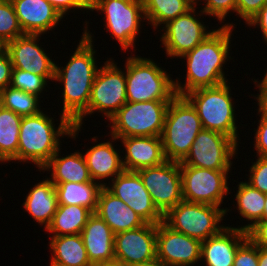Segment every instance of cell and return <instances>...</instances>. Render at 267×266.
<instances>
[{"label": "cell", "mask_w": 267, "mask_h": 266, "mask_svg": "<svg viewBox=\"0 0 267 266\" xmlns=\"http://www.w3.org/2000/svg\"><path fill=\"white\" fill-rule=\"evenodd\" d=\"M84 30L79 43L66 65L55 64V83L62 85V112L73 125L83 128L87 117V107L92 85L100 67L97 65L94 48V35L88 29L89 21L84 22ZM57 81V82H56Z\"/></svg>", "instance_id": "6da1fadb"}, {"label": "cell", "mask_w": 267, "mask_h": 266, "mask_svg": "<svg viewBox=\"0 0 267 266\" xmlns=\"http://www.w3.org/2000/svg\"><path fill=\"white\" fill-rule=\"evenodd\" d=\"M226 26L214 29L201 43L193 50L185 53L179 59L186 60L185 81L180 78L174 79L175 91L178 96L204 87H213L229 81L225 74L224 67L230 56L231 38L235 24L225 23ZM226 76V77H225Z\"/></svg>", "instance_id": "7a4b0ae2"}, {"label": "cell", "mask_w": 267, "mask_h": 266, "mask_svg": "<svg viewBox=\"0 0 267 266\" xmlns=\"http://www.w3.org/2000/svg\"><path fill=\"white\" fill-rule=\"evenodd\" d=\"M41 111L39 114L24 116L20 122L17 164L33 163L40 171L58 151L61 138H78L81 127L73 125L64 115L55 127L54 117Z\"/></svg>", "instance_id": "3957f363"}, {"label": "cell", "mask_w": 267, "mask_h": 266, "mask_svg": "<svg viewBox=\"0 0 267 266\" xmlns=\"http://www.w3.org/2000/svg\"><path fill=\"white\" fill-rule=\"evenodd\" d=\"M229 82L213 87L192 90L184 97L196 109L203 129L216 131L232 138L238 145L241 143L235 113V102L231 95Z\"/></svg>", "instance_id": "277c9868"}, {"label": "cell", "mask_w": 267, "mask_h": 266, "mask_svg": "<svg viewBox=\"0 0 267 266\" xmlns=\"http://www.w3.org/2000/svg\"><path fill=\"white\" fill-rule=\"evenodd\" d=\"M128 102L171 101L174 79L153 59L131 53L124 65Z\"/></svg>", "instance_id": "5b68a950"}, {"label": "cell", "mask_w": 267, "mask_h": 266, "mask_svg": "<svg viewBox=\"0 0 267 266\" xmlns=\"http://www.w3.org/2000/svg\"><path fill=\"white\" fill-rule=\"evenodd\" d=\"M202 129L196 109L184 96L176 95L168 106L161 134L166 159L181 162Z\"/></svg>", "instance_id": "8992f818"}, {"label": "cell", "mask_w": 267, "mask_h": 266, "mask_svg": "<svg viewBox=\"0 0 267 266\" xmlns=\"http://www.w3.org/2000/svg\"><path fill=\"white\" fill-rule=\"evenodd\" d=\"M170 101L126 102L111 118L110 134L125 137L161 136ZM112 124V125H111Z\"/></svg>", "instance_id": "52a82bcc"}, {"label": "cell", "mask_w": 267, "mask_h": 266, "mask_svg": "<svg viewBox=\"0 0 267 266\" xmlns=\"http://www.w3.org/2000/svg\"><path fill=\"white\" fill-rule=\"evenodd\" d=\"M94 10L104 13V28L118 41L122 52L129 48L134 52L144 26L141 23L146 22L143 0H90V11Z\"/></svg>", "instance_id": "ba28073f"}, {"label": "cell", "mask_w": 267, "mask_h": 266, "mask_svg": "<svg viewBox=\"0 0 267 266\" xmlns=\"http://www.w3.org/2000/svg\"><path fill=\"white\" fill-rule=\"evenodd\" d=\"M229 210L232 211V207L220 208L183 200L164 215V222L173 230L202 242L226 227L221 222Z\"/></svg>", "instance_id": "9c48e42d"}, {"label": "cell", "mask_w": 267, "mask_h": 266, "mask_svg": "<svg viewBox=\"0 0 267 266\" xmlns=\"http://www.w3.org/2000/svg\"><path fill=\"white\" fill-rule=\"evenodd\" d=\"M113 59L106 60L95 76L87 116L97 112L108 121L127 102L125 70Z\"/></svg>", "instance_id": "30bf717a"}, {"label": "cell", "mask_w": 267, "mask_h": 266, "mask_svg": "<svg viewBox=\"0 0 267 266\" xmlns=\"http://www.w3.org/2000/svg\"><path fill=\"white\" fill-rule=\"evenodd\" d=\"M180 170L184 201L221 207L223 199L231 192L228 183L231 170H210L194 166H180Z\"/></svg>", "instance_id": "8fae6325"}, {"label": "cell", "mask_w": 267, "mask_h": 266, "mask_svg": "<svg viewBox=\"0 0 267 266\" xmlns=\"http://www.w3.org/2000/svg\"><path fill=\"white\" fill-rule=\"evenodd\" d=\"M238 147L232 138L216 131L202 129L180 166L232 170V160L238 154Z\"/></svg>", "instance_id": "7c38bea8"}, {"label": "cell", "mask_w": 267, "mask_h": 266, "mask_svg": "<svg viewBox=\"0 0 267 266\" xmlns=\"http://www.w3.org/2000/svg\"><path fill=\"white\" fill-rule=\"evenodd\" d=\"M196 6L195 4L186 13L168 21L161 27V31L164 32L160 33L162 34L160 41L163 45L162 48L165 47L164 50L168 58H180L193 50L214 31V29L208 30L209 26L206 27L205 22L200 20L202 16L207 15L202 10H196L198 8Z\"/></svg>", "instance_id": "4fadbf2b"}, {"label": "cell", "mask_w": 267, "mask_h": 266, "mask_svg": "<svg viewBox=\"0 0 267 266\" xmlns=\"http://www.w3.org/2000/svg\"><path fill=\"white\" fill-rule=\"evenodd\" d=\"M136 172L140 175L154 205L163 215L183 201L180 162L167 160L161 165Z\"/></svg>", "instance_id": "5bb4252c"}, {"label": "cell", "mask_w": 267, "mask_h": 266, "mask_svg": "<svg viewBox=\"0 0 267 266\" xmlns=\"http://www.w3.org/2000/svg\"><path fill=\"white\" fill-rule=\"evenodd\" d=\"M105 187L135 211L146 223L158 224L164 221V215L154 205L136 171L124 170L111 180V183L109 181Z\"/></svg>", "instance_id": "9a60e30c"}, {"label": "cell", "mask_w": 267, "mask_h": 266, "mask_svg": "<svg viewBox=\"0 0 267 266\" xmlns=\"http://www.w3.org/2000/svg\"><path fill=\"white\" fill-rule=\"evenodd\" d=\"M115 261L137 265L157 257V224L123 231L114 236Z\"/></svg>", "instance_id": "2e32d148"}, {"label": "cell", "mask_w": 267, "mask_h": 266, "mask_svg": "<svg viewBox=\"0 0 267 266\" xmlns=\"http://www.w3.org/2000/svg\"><path fill=\"white\" fill-rule=\"evenodd\" d=\"M41 35L24 34L7 43L12 69L28 71L44 76L48 81L54 80L55 61L39 45Z\"/></svg>", "instance_id": "e0dca14e"}, {"label": "cell", "mask_w": 267, "mask_h": 266, "mask_svg": "<svg viewBox=\"0 0 267 266\" xmlns=\"http://www.w3.org/2000/svg\"><path fill=\"white\" fill-rule=\"evenodd\" d=\"M157 258L170 266H194L201 262V241L157 224Z\"/></svg>", "instance_id": "ac0fdd59"}, {"label": "cell", "mask_w": 267, "mask_h": 266, "mask_svg": "<svg viewBox=\"0 0 267 266\" xmlns=\"http://www.w3.org/2000/svg\"><path fill=\"white\" fill-rule=\"evenodd\" d=\"M24 34L45 35L63 20V16L46 0H11Z\"/></svg>", "instance_id": "d6986e66"}, {"label": "cell", "mask_w": 267, "mask_h": 266, "mask_svg": "<svg viewBox=\"0 0 267 266\" xmlns=\"http://www.w3.org/2000/svg\"><path fill=\"white\" fill-rule=\"evenodd\" d=\"M248 239L247 231L226 226L217 235L201 242V262L205 266H233L238 248ZM206 262V263H205Z\"/></svg>", "instance_id": "ffe728a7"}, {"label": "cell", "mask_w": 267, "mask_h": 266, "mask_svg": "<svg viewBox=\"0 0 267 266\" xmlns=\"http://www.w3.org/2000/svg\"><path fill=\"white\" fill-rule=\"evenodd\" d=\"M119 140L125 150L122 162L126 171H138L167 161L161 136L125 137Z\"/></svg>", "instance_id": "44dd1931"}, {"label": "cell", "mask_w": 267, "mask_h": 266, "mask_svg": "<svg viewBox=\"0 0 267 266\" xmlns=\"http://www.w3.org/2000/svg\"><path fill=\"white\" fill-rule=\"evenodd\" d=\"M109 138L111 141L99 142L96 145L94 143V146L87 148L85 153L82 152L92 180L103 186L107 184V179L113 180L125 170L121 154L124 150L121 149L122 151L119 152L120 150L115 148L117 145L115 143L119 141L116 137L110 135Z\"/></svg>", "instance_id": "7402d4cb"}, {"label": "cell", "mask_w": 267, "mask_h": 266, "mask_svg": "<svg viewBox=\"0 0 267 266\" xmlns=\"http://www.w3.org/2000/svg\"><path fill=\"white\" fill-rule=\"evenodd\" d=\"M87 256L93 266L115 261L114 236L109 225L93 213L80 233Z\"/></svg>", "instance_id": "603a6c76"}, {"label": "cell", "mask_w": 267, "mask_h": 266, "mask_svg": "<svg viewBox=\"0 0 267 266\" xmlns=\"http://www.w3.org/2000/svg\"><path fill=\"white\" fill-rule=\"evenodd\" d=\"M95 213L109 225L114 234L141 227L146 223L105 186L100 190Z\"/></svg>", "instance_id": "cb8c5ba5"}, {"label": "cell", "mask_w": 267, "mask_h": 266, "mask_svg": "<svg viewBox=\"0 0 267 266\" xmlns=\"http://www.w3.org/2000/svg\"><path fill=\"white\" fill-rule=\"evenodd\" d=\"M33 185L22 204L25 212H28L33 221L44 226V230L50 226L58 206L55 185L49 178L42 179Z\"/></svg>", "instance_id": "d4e9b609"}, {"label": "cell", "mask_w": 267, "mask_h": 266, "mask_svg": "<svg viewBox=\"0 0 267 266\" xmlns=\"http://www.w3.org/2000/svg\"><path fill=\"white\" fill-rule=\"evenodd\" d=\"M61 149H58L50 161L40 170V173L46 171L49 176L51 174L48 178L53 184L91 182L92 178L82 152L76 150L63 157L61 156Z\"/></svg>", "instance_id": "484cf974"}, {"label": "cell", "mask_w": 267, "mask_h": 266, "mask_svg": "<svg viewBox=\"0 0 267 266\" xmlns=\"http://www.w3.org/2000/svg\"><path fill=\"white\" fill-rule=\"evenodd\" d=\"M51 263L65 266H93L87 256L80 234L50 236Z\"/></svg>", "instance_id": "4316f807"}, {"label": "cell", "mask_w": 267, "mask_h": 266, "mask_svg": "<svg viewBox=\"0 0 267 266\" xmlns=\"http://www.w3.org/2000/svg\"><path fill=\"white\" fill-rule=\"evenodd\" d=\"M92 214L93 212L84 206L58 204L46 232L52 236L80 234Z\"/></svg>", "instance_id": "83f0119b"}, {"label": "cell", "mask_w": 267, "mask_h": 266, "mask_svg": "<svg viewBox=\"0 0 267 266\" xmlns=\"http://www.w3.org/2000/svg\"><path fill=\"white\" fill-rule=\"evenodd\" d=\"M236 187L234 198L237 212L248 221L247 224L239 225L236 228L247 231L255 223L263 219L266 194L252 187L245 180L240 181Z\"/></svg>", "instance_id": "f1b7e54d"}, {"label": "cell", "mask_w": 267, "mask_h": 266, "mask_svg": "<svg viewBox=\"0 0 267 266\" xmlns=\"http://www.w3.org/2000/svg\"><path fill=\"white\" fill-rule=\"evenodd\" d=\"M58 204L84 206L95 213L98 196L103 185L96 181L54 184Z\"/></svg>", "instance_id": "f546056e"}, {"label": "cell", "mask_w": 267, "mask_h": 266, "mask_svg": "<svg viewBox=\"0 0 267 266\" xmlns=\"http://www.w3.org/2000/svg\"><path fill=\"white\" fill-rule=\"evenodd\" d=\"M194 5V0H143L145 20L155 31L186 13Z\"/></svg>", "instance_id": "4dcf8cb0"}, {"label": "cell", "mask_w": 267, "mask_h": 266, "mask_svg": "<svg viewBox=\"0 0 267 266\" xmlns=\"http://www.w3.org/2000/svg\"><path fill=\"white\" fill-rule=\"evenodd\" d=\"M22 116L0 105V164L17 161Z\"/></svg>", "instance_id": "1f68e13d"}, {"label": "cell", "mask_w": 267, "mask_h": 266, "mask_svg": "<svg viewBox=\"0 0 267 266\" xmlns=\"http://www.w3.org/2000/svg\"><path fill=\"white\" fill-rule=\"evenodd\" d=\"M40 98L11 86L0 91V105L22 117L36 115L43 111Z\"/></svg>", "instance_id": "d6a6232c"}, {"label": "cell", "mask_w": 267, "mask_h": 266, "mask_svg": "<svg viewBox=\"0 0 267 266\" xmlns=\"http://www.w3.org/2000/svg\"><path fill=\"white\" fill-rule=\"evenodd\" d=\"M48 82L44 76L20 69H12L9 86L43 98V91H46L47 84H50Z\"/></svg>", "instance_id": "836d02e7"}, {"label": "cell", "mask_w": 267, "mask_h": 266, "mask_svg": "<svg viewBox=\"0 0 267 266\" xmlns=\"http://www.w3.org/2000/svg\"><path fill=\"white\" fill-rule=\"evenodd\" d=\"M24 35L11 0H0V37L9 42Z\"/></svg>", "instance_id": "e575fe53"}, {"label": "cell", "mask_w": 267, "mask_h": 266, "mask_svg": "<svg viewBox=\"0 0 267 266\" xmlns=\"http://www.w3.org/2000/svg\"><path fill=\"white\" fill-rule=\"evenodd\" d=\"M201 2L204 3L201 10L209 16V19L212 16L213 20L217 19L218 23H223L222 26H226L224 23L229 14L236 13L237 0H196L195 4L201 5Z\"/></svg>", "instance_id": "d590c367"}, {"label": "cell", "mask_w": 267, "mask_h": 266, "mask_svg": "<svg viewBox=\"0 0 267 266\" xmlns=\"http://www.w3.org/2000/svg\"><path fill=\"white\" fill-rule=\"evenodd\" d=\"M255 162L249 167V178L246 181L260 192L267 194V157L256 156Z\"/></svg>", "instance_id": "8d00e7d4"}, {"label": "cell", "mask_w": 267, "mask_h": 266, "mask_svg": "<svg viewBox=\"0 0 267 266\" xmlns=\"http://www.w3.org/2000/svg\"><path fill=\"white\" fill-rule=\"evenodd\" d=\"M259 248L247 239L237 250L233 266H259Z\"/></svg>", "instance_id": "74e56055"}, {"label": "cell", "mask_w": 267, "mask_h": 266, "mask_svg": "<svg viewBox=\"0 0 267 266\" xmlns=\"http://www.w3.org/2000/svg\"><path fill=\"white\" fill-rule=\"evenodd\" d=\"M260 119L258 120L257 129L254 130V149L256 156L267 157V116L264 115L258 108L256 109Z\"/></svg>", "instance_id": "f35d334b"}, {"label": "cell", "mask_w": 267, "mask_h": 266, "mask_svg": "<svg viewBox=\"0 0 267 266\" xmlns=\"http://www.w3.org/2000/svg\"><path fill=\"white\" fill-rule=\"evenodd\" d=\"M266 3L267 0H237L236 15L247 24Z\"/></svg>", "instance_id": "ab89813d"}, {"label": "cell", "mask_w": 267, "mask_h": 266, "mask_svg": "<svg viewBox=\"0 0 267 266\" xmlns=\"http://www.w3.org/2000/svg\"><path fill=\"white\" fill-rule=\"evenodd\" d=\"M49 2L56 10L59 11V13L65 17L67 14L69 15V12H72L70 10H81L80 13L83 11H89L90 12V0H46Z\"/></svg>", "instance_id": "60d3db41"}, {"label": "cell", "mask_w": 267, "mask_h": 266, "mask_svg": "<svg viewBox=\"0 0 267 266\" xmlns=\"http://www.w3.org/2000/svg\"><path fill=\"white\" fill-rule=\"evenodd\" d=\"M247 237L258 248L267 249V219H262L249 228Z\"/></svg>", "instance_id": "b9f144b4"}, {"label": "cell", "mask_w": 267, "mask_h": 266, "mask_svg": "<svg viewBox=\"0 0 267 266\" xmlns=\"http://www.w3.org/2000/svg\"><path fill=\"white\" fill-rule=\"evenodd\" d=\"M12 63L8 52L0 55V91L10 85Z\"/></svg>", "instance_id": "7bdbcfd3"}, {"label": "cell", "mask_w": 267, "mask_h": 266, "mask_svg": "<svg viewBox=\"0 0 267 266\" xmlns=\"http://www.w3.org/2000/svg\"><path fill=\"white\" fill-rule=\"evenodd\" d=\"M247 26L259 28L262 34V39L267 44V3L261 10L246 24Z\"/></svg>", "instance_id": "ee69618b"}, {"label": "cell", "mask_w": 267, "mask_h": 266, "mask_svg": "<svg viewBox=\"0 0 267 266\" xmlns=\"http://www.w3.org/2000/svg\"><path fill=\"white\" fill-rule=\"evenodd\" d=\"M253 83L259 89V93L257 95L251 94V96L255 98L258 109L267 116V89L257 79H254Z\"/></svg>", "instance_id": "f6af8a7d"}, {"label": "cell", "mask_w": 267, "mask_h": 266, "mask_svg": "<svg viewBox=\"0 0 267 266\" xmlns=\"http://www.w3.org/2000/svg\"><path fill=\"white\" fill-rule=\"evenodd\" d=\"M258 265L267 266V249L259 248Z\"/></svg>", "instance_id": "bcb514c9"}, {"label": "cell", "mask_w": 267, "mask_h": 266, "mask_svg": "<svg viewBox=\"0 0 267 266\" xmlns=\"http://www.w3.org/2000/svg\"><path fill=\"white\" fill-rule=\"evenodd\" d=\"M134 266H170L168 264H166L165 262H163L161 259H158L157 257L151 261L148 262H144L142 264H137Z\"/></svg>", "instance_id": "7dc6e473"}, {"label": "cell", "mask_w": 267, "mask_h": 266, "mask_svg": "<svg viewBox=\"0 0 267 266\" xmlns=\"http://www.w3.org/2000/svg\"><path fill=\"white\" fill-rule=\"evenodd\" d=\"M97 266H133V265H128V264L121 263V262H118V261H112L111 263L100 264V265H97Z\"/></svg>", "instance_id": "c3c4849f"}, {"label": "cell", "mask_w": 267, "mask_h": 266, "mask_svg": "<svg viewBox=\"0 0 267 266\" xmlns=\"http://www.w3.org/2000/svg\"><path fill=\"white\" fill-rule=\"evenodd\" d=\"M7 50V42H5L1 37H0V55L5 53Z\"/></svg>", "instance_id": "681fc988"}, {"label": "cell", "mask_w": 267, "mask_h": 266, "mask_svg": "<svg viewBox=\"0 0 267 266\" xmlns=\"http://www.w3.org/2000/svg\"><path fill=\"white\" fill-rule=\"evenodd\" d=\"M259 82L267 89V68H266V72L264 73V77L263 79Z\"/></svg>", "instance_id": "f907efd6"}, {"label": "cell", "mask_w": 267, "mask_h": 266, "mask_svg": "<svg viewBox=\"0 0 267 266\" xmlns=\"http://www.w3.org/2000/svg\"><path fill=\"white\" fill-rule=\"evenodd\" d=\"M263 219H267V194H266L265 208L263 211Z\"/></svg>", "instance_id": "816d5d0a"}, {"label": "cell", "mask_w": 267, "mask_h": 266, "mask_svg": "<svg viewBox=\"0 0 267 266\" xmlns=\"http://www.w3.org/2000/svg\"><path fill=\"white\" fill-rule=\"evenodd\" d=\"M49 266H65V265H62V264H57V263H51V262H49Z\"/></svg>", "instance_id": "f5cc1de1"}]
</instances>
